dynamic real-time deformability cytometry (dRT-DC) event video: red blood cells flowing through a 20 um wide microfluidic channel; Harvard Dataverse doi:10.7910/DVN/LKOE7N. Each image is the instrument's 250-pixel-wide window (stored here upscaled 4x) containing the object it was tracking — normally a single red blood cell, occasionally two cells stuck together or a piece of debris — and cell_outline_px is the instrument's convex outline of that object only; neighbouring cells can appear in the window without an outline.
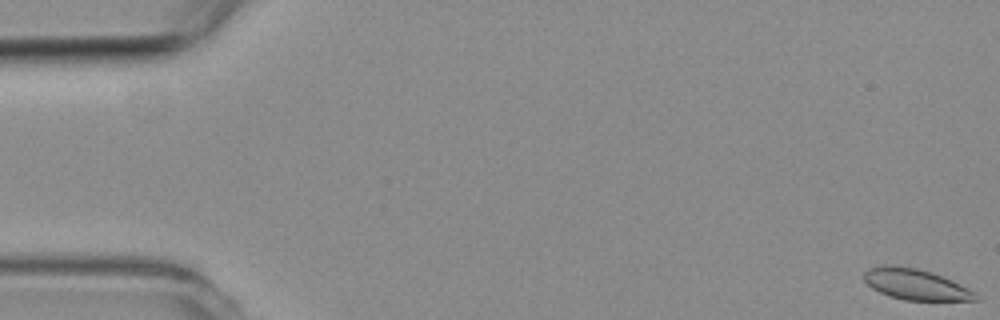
{"species": "common noctule bat (a hibernating species)", "species_latin": "Nyctalus noctula", "temperature_condition": "room temperature", "stored_images_in_passage": 4, "camera_frame_rate_fps": 3000, "um_per_image_px": 0.085, "animal": {"sex": "female", "body_mass_g": 19.3, "forearm_length_mm": 54.1}, "frame": {"image": 1, "passage_image": 1, "time_ms": 0.0, "image_size_px": [1000, 320], "cell_outline_px": [[980, 300], [904, 300], [888, 296], [872, 288], [864, 280], [864, 272], [868, 268], [884, 264], [888, 264], [916, 268], [932, 272], [952, 280], [976, 292], [980, 296]], "centroid_in_image_um": [77.83, 24.17], "position_along_channel_um": 7.2, "area_um2": 20.17}}